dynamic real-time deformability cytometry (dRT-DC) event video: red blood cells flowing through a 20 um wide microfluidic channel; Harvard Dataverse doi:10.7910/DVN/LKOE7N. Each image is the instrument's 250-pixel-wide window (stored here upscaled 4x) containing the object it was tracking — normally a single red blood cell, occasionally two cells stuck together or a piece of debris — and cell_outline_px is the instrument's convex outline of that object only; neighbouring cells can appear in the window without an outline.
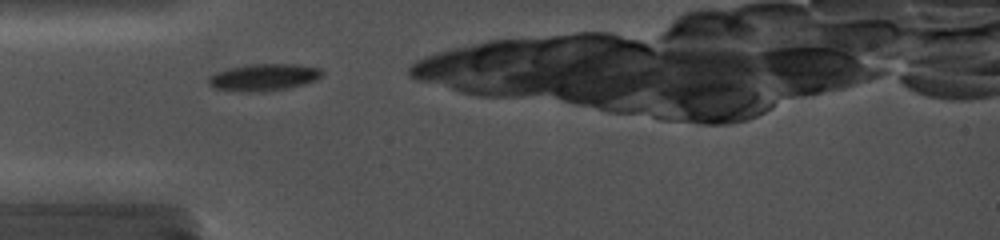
{"species": "common noctule bat (a hibernating species)", "species_latin": "Nyctalus noctula", "temperature_condition": "cold", "stored_images_in_passage": 8, "camera_frame_rate_fps": 5000, "um_per_image_px": 0.085, "animal": {"sex": "female", "body_mass_g": 19.0, "forearm_length_mm": 56.7}, "frame": {"image": 1, "passage_image": 1, "time_ms": 0.0, "image_size_px": [1000, 240], "cell_outline_px": [[324, 72], [316, 80], [304, 84], [288, 88], [264, 92], [248, 92], [212, 88], [208, 84], [208, 76], [216, 72], [228, 68], [248, 64], [296, 64], [320, 68]], "centroid_in_image_um": [22.4, 6.57], "position_along_channel_um": 62.6, "area_um2": 18.03}}
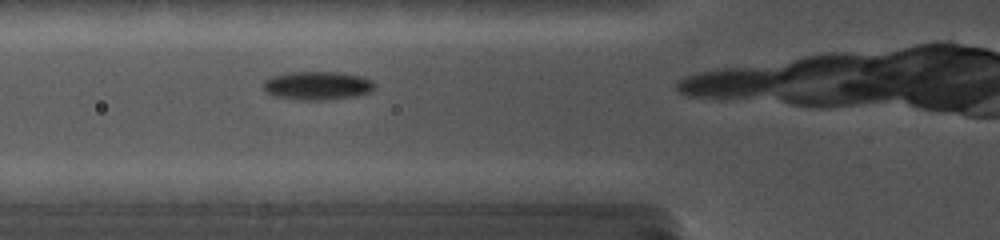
{"frame": {"image": 2, "passage_image": 5, "time_ms": 1.0, "image_size_px": [1000, 240], "cell_outline_px": [[376, 88], [372, 92], [356, 96], [332, 100], [300, 100], [272, 96], [264, 88], [264, 80], [268, 76], [288, 72], [336, 72], [360, 76], [372, 80], [376, 84]], "centroid_in_image_um": [27.0, 7.28], "position_along_channel_um": 98.8, "area_um2": 18.84}}